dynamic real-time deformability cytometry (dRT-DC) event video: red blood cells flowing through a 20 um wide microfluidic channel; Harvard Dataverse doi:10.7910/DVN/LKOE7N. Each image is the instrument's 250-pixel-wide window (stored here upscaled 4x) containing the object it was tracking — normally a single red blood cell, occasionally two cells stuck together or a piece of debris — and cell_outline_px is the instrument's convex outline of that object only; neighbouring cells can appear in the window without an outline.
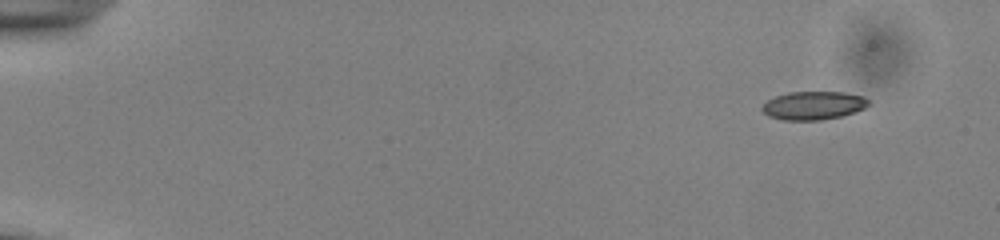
{"species": "common noctule bat (a hibernating species)", "species_latin": "Nyctalus noctula", "temperature_condition": "cold", "stored_images_in_passage": 50, "camera_frame_rate_fps": 3000, "um_per_image_px": 0.085, "animal": {"sex": "male", "body_mass_g": 13.0, "forearm_length_mm": 53.1}, "frame": {"image": 1, "passage_image": 1, "time_ms": 0.0, "image_size_px": [1000, 240], "cell_outline_px": [[868, 104], [864, 108], [840, 116], [820, 120], [784, 120], [768, 116], [760, 108], [768, 100], [776, 96], [788, 92], [844, 92], [864, 96], [868, 100]], "centroid_in_image_um": [69.12, 8.96], "position_along_channel_um": 15.9, "area_um2": 17.4}}
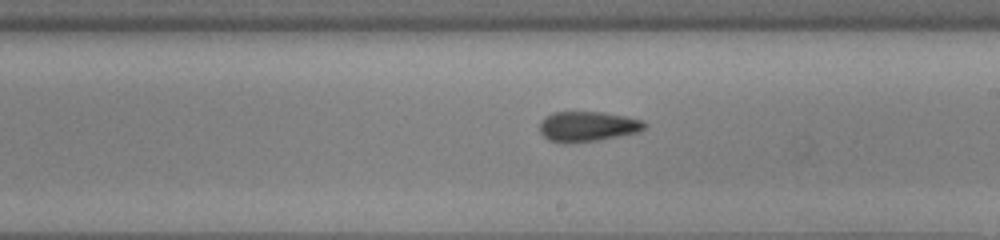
{"frame": {"image": 2, "passage_image": 29, "time_ms": 9.333, "image_size_px": [1000, 240], "cell_outline_px": [[648, 124], [640, 132], [596, 140], [548, 140], [540, 132], [540, 120], [544, 116], [552, 112], [604, 112], [644, 120]], "centroid_in_image_um": [49.99, 10.69], "position_along_channel_um": 239.0, "area_um2": 17.92}}
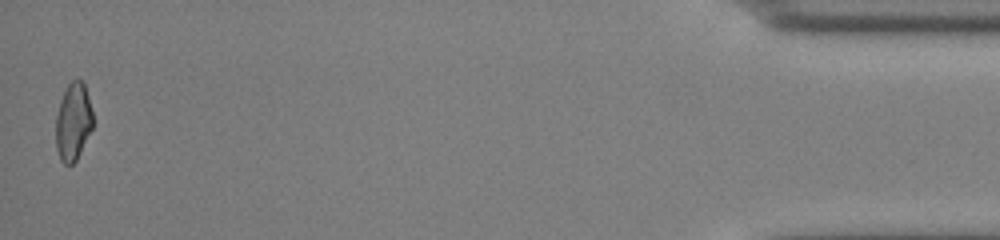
{"frame": {"image": 3, "passage_image": 50, "time_ms": 16.333, "image_size_px": [1000, 240], "cell_outline_px": [[92, 128], [76, 160], [72, 164], [64, 164], [60, 160], [56, 148], [56, 116], [60, 100], [68, 84], [72, 80], [84, 80], [92, 112]], "centroid_in_image_um": [6.21, 10.34], "position_along_channel_um": 429.0, "area_um2": 16.65}, "authors_computed_cell_mechanics": {"area_um2": 17.9758, "velocity_mm_per_s": 3.8866, "shape_relaxation_time_tau1_ms": null, "shape_relaxation_time_tau2_ms": 3.8663, "deformation_change_tau1": null, "deformation_change_tau2": 0.1185}}